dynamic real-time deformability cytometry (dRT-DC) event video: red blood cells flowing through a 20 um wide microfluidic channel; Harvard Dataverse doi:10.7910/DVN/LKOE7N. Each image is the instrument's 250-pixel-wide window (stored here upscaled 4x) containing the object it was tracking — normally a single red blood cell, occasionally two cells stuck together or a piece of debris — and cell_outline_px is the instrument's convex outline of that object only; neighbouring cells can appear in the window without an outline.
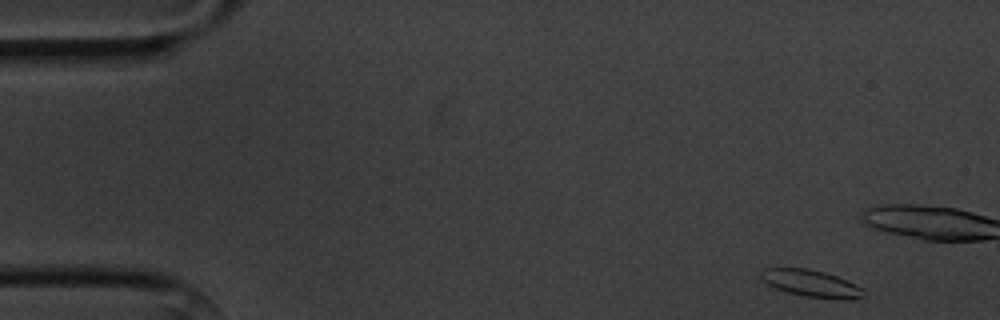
{"species": "common noctule bat (a hibernating species)", "species_latin": "Nyctalus noctula", "temperature_condition": "cold", "stored_images_in_passage": 5, "camera_frame_rate_fps": 3000, "um_per_image_px": 0.085, "animal": {"sex": "male", "body_mass_g": 20.1, "forearm_length_mm": 53.5}, "frame": {"image": 1, "passage_image": 1, "time_ms": 0.0, "image_size_px": [1000, 320], "cell_outline_px": [[864, 296], [852, 300], [840, 300], [804, 296], [788, 292], [776, 288], [768, 284], [760, 276], [760, 268], [808, 268], [824, 272], [836, 276], [856, 284], [864, 288]], "centroid_in_image_um": [68.99, 24.1], "position_along_channel_um": 16.0, "area_um2": 16.3}}